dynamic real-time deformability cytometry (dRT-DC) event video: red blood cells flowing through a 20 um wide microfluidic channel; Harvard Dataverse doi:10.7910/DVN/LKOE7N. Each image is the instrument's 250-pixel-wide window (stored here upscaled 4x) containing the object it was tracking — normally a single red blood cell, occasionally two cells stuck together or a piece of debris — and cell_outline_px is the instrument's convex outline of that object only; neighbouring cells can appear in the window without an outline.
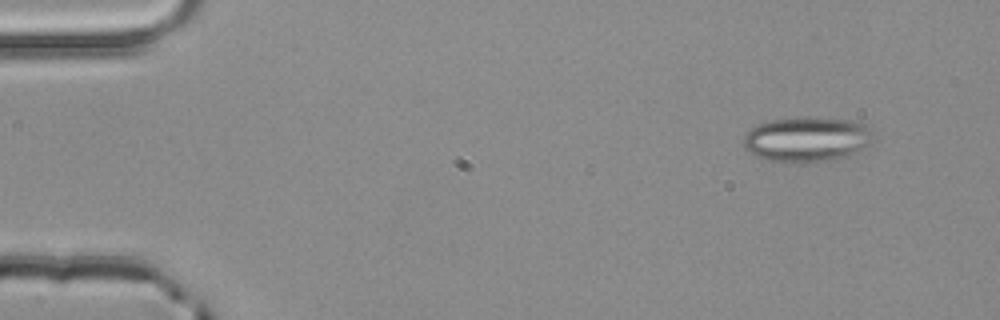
{"species": "common noctule bat (a hibernating species)", "species_latin": "Nyctalus noctula", "temperature_condition": "room temperature", "stored_images_in_passage": 3, "camera_frame_rate_fps": 3000, "um_per_image_px": 0.085, "animal": {"sex": "male", "body_mass_g": 20.4}, "frame": {"image": 1, "passage_image": 1, "time_ms": 0.0, "image_size_px": [1000, 320], "cell_outline_px": [[876, 136], [872, 144], [856, 152], [844, 156], [824, 160], [768, 160], [756, 156], [748, 152], [744, 148], [744, 136], [752, 128], [760, 124], [772, 120], [800, 116], [808, 116], [852, 120], [868, 124], [872, 128]], "centroid_in_image_um": [68.67, 11.78], "position_along_channel_um": 16.3, "area_um2": 33.87}}